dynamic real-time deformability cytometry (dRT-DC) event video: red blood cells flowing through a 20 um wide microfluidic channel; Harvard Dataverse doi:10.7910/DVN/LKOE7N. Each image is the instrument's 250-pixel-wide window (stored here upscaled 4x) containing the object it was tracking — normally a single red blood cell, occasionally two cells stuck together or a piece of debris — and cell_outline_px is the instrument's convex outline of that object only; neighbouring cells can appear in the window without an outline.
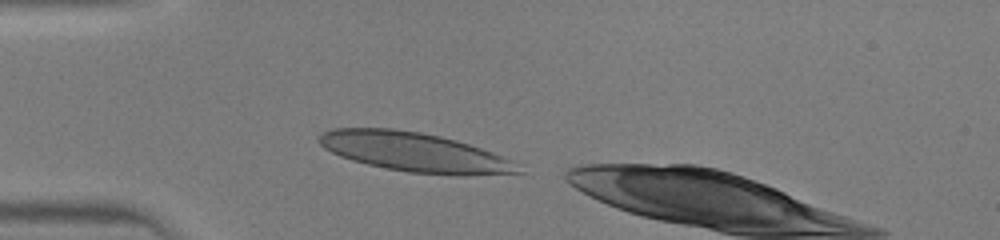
{"species": "human", "species_latin": "Homo sapiens", "temperature_condition": "warm", "stored_images_in_passage": 3, "camera_frame_rate_fps": 3000, "um_per_image_px": 0.085, "donor": {"sex": "male"}, "frame": {"image": 1, "passage_image": 1, "time_ms": 0.0, "image_size_px": [1000, 240], "cell_outline_px": [[524, 172], [408, 172], [368, 164], [352, 160], [340, 156], [324, 148], [316, 140], [324, 132], [332, 128], [392, 128], [420, 132], [440, 136], [456, 140], [492, 152], [524, 164]], "centroid_in_image_um": [35.14, 12.87], "position_along_channel_um": 49.9, "area_um2": 44.04}}